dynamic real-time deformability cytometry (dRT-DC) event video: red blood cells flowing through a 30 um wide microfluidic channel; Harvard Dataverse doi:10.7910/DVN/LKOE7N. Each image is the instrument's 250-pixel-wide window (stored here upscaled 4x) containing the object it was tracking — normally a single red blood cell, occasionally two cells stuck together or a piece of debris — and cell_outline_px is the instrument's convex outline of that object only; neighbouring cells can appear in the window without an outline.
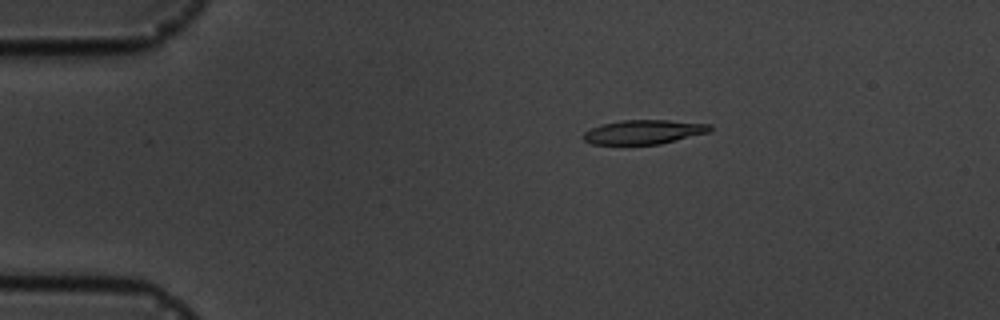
{"species": "common noctule bat (a hibernating species)", "species_latin": "Nyctalus noctula", "temperature_condition": "cold", "stored_images_in_passage": 10, "camera_frame_rate_fps": 3000, "um_per_image_px": 0.085, "animal": {"sex": "male", "body_mass_g": 19.5, "forearm_length_mm": 54.6}, "frame": {"image": 1, "passage_image": 4, "time_ms": 3.333, "image_size_px": [1000, 320], "cell_outline_px": [[712, 128], [708, 132], [660, 144], [592, 144], [584, 140], [584, 132], [600, 124], [624, 120], [668, 120], [712, 124]], "centroid_in_image_um": [54.72, 11.21], "position_along_channel_um": 30.3, "area_um2": 17.69}}
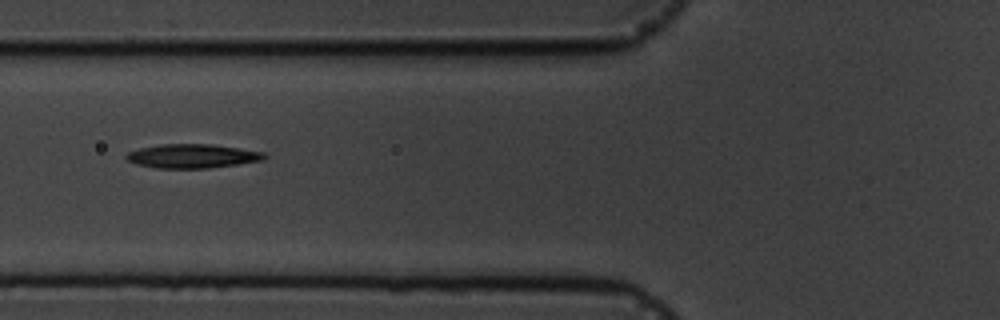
{"frame": {"image": 2, "passage_image": 7, "time_ms": 7.0, "image_size_px": [1000, 320], "cell_outline_px": [[268, 156], [264, 160], [208, 168], [156, 168], [136, 164], [128, 160], [124, 156], [128, 152], [140, 148], [160, 144], [212, 144], [264, 152]], "centroid_in_image_um": [16.34, 13.26], "position_along_channel_um": 109.5, "area_um2": 19.25}}
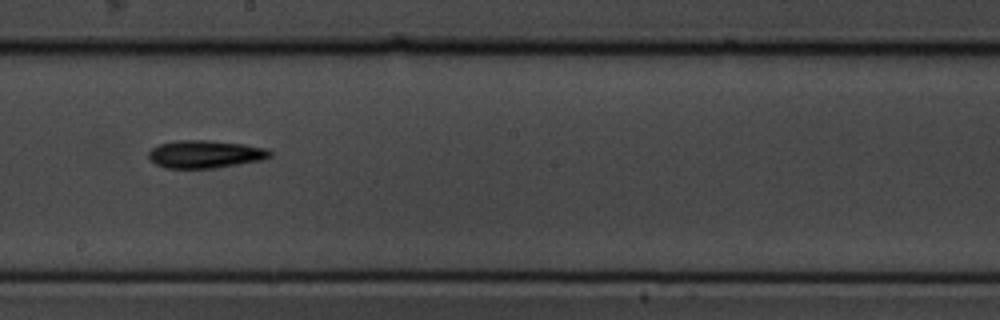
{"frame": {"image": 3, "passage_image": 10, "time_ms": 10.333, "image_size_px": [1000, 320], "cell_outline_px": [[272, 156], [264, 160], [212, 168], [164, 168], [156, 164], [148, 156], [148, 152], [152, 148], [160, 144], [176, 140], [208, 140], [244, 144], [268, 148], [272, 152]], "centroid_in_image_um": [17.47, 13.1], "position_along_channel_um": 230.7, "area_um2": 19.71}}